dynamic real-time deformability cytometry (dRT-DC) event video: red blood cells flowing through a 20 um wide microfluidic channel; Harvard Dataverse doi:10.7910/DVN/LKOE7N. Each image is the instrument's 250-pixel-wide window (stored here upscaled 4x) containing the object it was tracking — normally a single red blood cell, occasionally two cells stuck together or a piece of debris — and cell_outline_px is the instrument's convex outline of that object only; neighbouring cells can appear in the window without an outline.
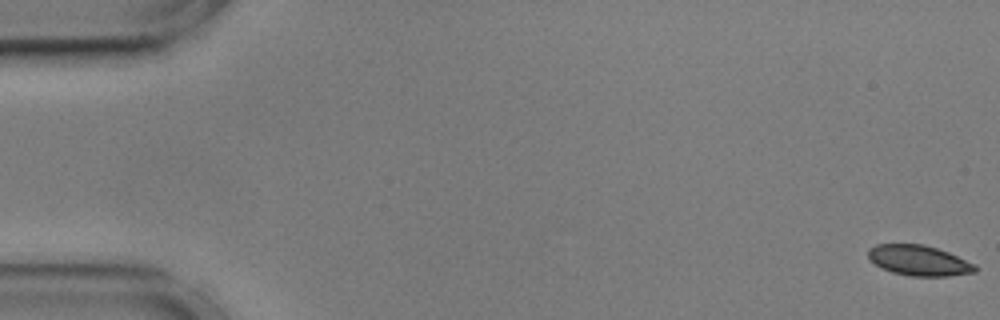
{"species": "common noctule bat (a hibernating species)", "species_latin": "Nyctalus noctula", "temperature_condition": "cold", "stored_images_in_passage": 56, "camera_frame_rate_fps": 3000, "um_per_image_px": 0.085, "animal": {"sex": "male", "body_mass_g": 17.9, "forearm_length_mm": 54.2}, "frame": {"image": 1, "passage_image": 1, "time_ms": 0.0, "image_size_px": [1000, 320], "cell_outline_px": [[976, 272], [948, 276], [912, 276], [892, 272], [876, 264], [868, 256], [868, 248], [876, 244], [924, 244], [948, 252], [976, 264]], "centroid_in_image_um": [78.13, 22.13], "position_along_channel_um": 6.9, "area_um2": 18.79}}
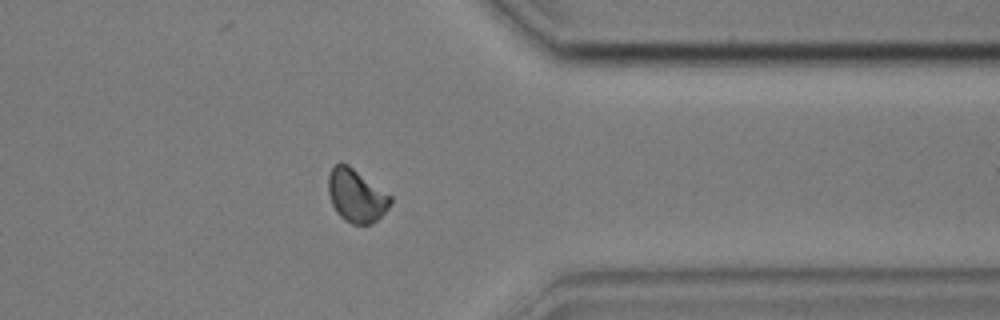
{"frame": {"image": 2, "passage_image": 45, "time_ms": 14.667, "image_size_px": [1000, 320], "cell_outline_px": [[392, 200], [388, 208], [372, 224], [352, 224], [344, 220], [336, 212], [332, 204], [328, 192], [328, 176], [332, 168], [340, 160], [348, 164], [392, 196]], "centroid_in_image_um": [30.27, 16.62], "position_along_channel_um": 381.1, "area_um2": 19.25}}
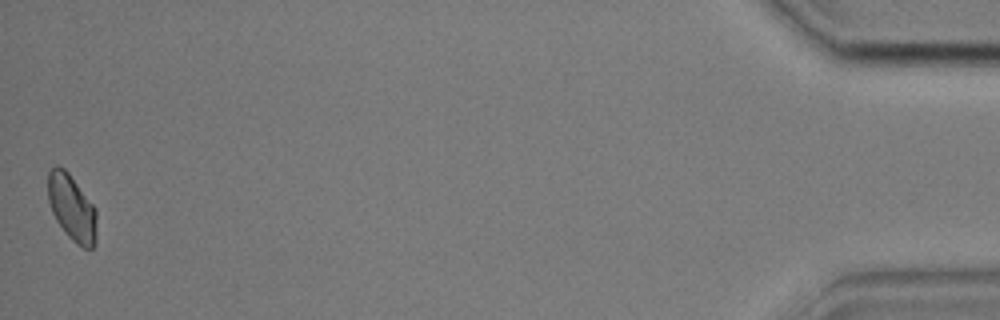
{"frame": {"image": 3, "passage_image": 56, "time_ms": 18.333, "image_size_px": [1000, 320], "cell_outline_px": [[96, 244], [92, 248], [84, 248], [76, 244], [68, 236], [56, 220], [52, 212], [48, 200], [48, 172], [56, 164], [64, 168], [68, 172], [96, 208]], "centroid_in_image_um": [6.11, 17.66], "position_along_channel_um": 429.1, "area_um2": 18.84}, "authors_computed_cell_mechanics": {"area_um2": 19.5075, "velocity_mm_per_s": 3.5722, "shape_relaxation_time_tau1_ms": 3.8082, "shape_relaxation_time_tau2_ms": null, "deformation_change_tau1": 0.0775, "deformation_change_tau2": null}}